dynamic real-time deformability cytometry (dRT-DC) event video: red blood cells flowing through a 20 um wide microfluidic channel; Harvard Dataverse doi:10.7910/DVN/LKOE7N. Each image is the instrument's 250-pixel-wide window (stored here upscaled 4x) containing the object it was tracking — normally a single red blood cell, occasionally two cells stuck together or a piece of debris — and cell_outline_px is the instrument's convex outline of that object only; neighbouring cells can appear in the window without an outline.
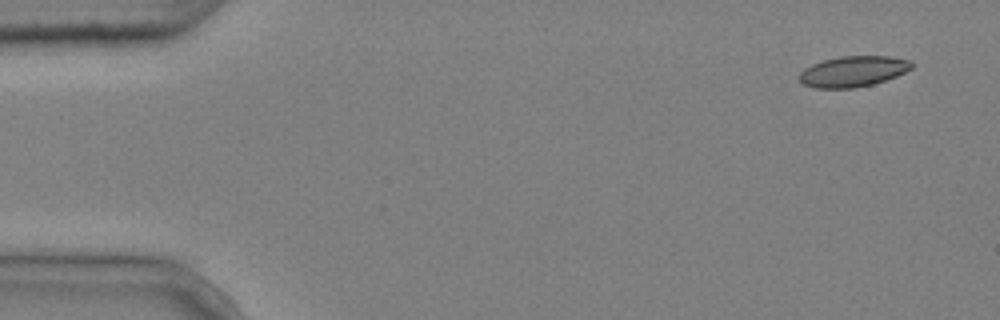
{"species": "common noctule bat (a hibernating species)", "species_latin": "Nyctalus noctula", "temperature_condition": "cold", "stored_images_in_passage": 4, "camera_frame_rate_fps": 3000, "um_per_image_px": 0.085, "animal": {"sex": "male", "body_mass_g": 20.4}, "frame": {"image": 1, "passage_image": 1, "time_ms": 0.0, "image_size_px": [1000, 320], "cell_outline_px": [[912, 68], [896, 76], [872, 84], [852, 88], [816, 88], [804, 84], [800, 80], [800, 72], [804, 68], [812, 64], [824, 60], [840, 56], [892, 56], [912, 60]], "centroid_in_image_um": [72.53, 6.05], "position_along_channel_um": 12.5, "area_um2": 20.0}}
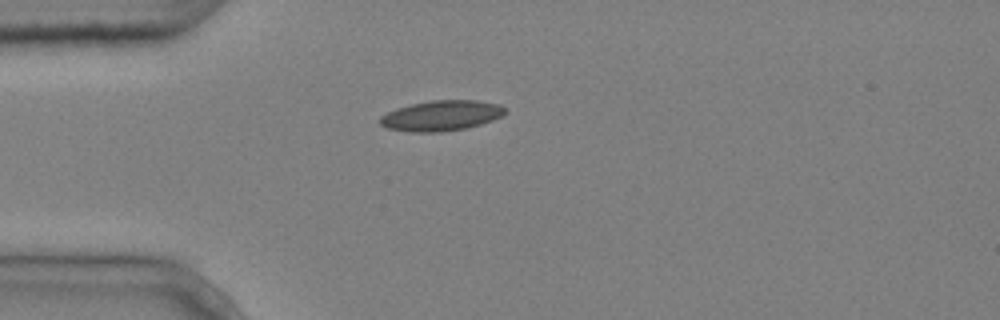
{"frame": {"image": 2, "passage_image": 4, "time_ms": 1.0, "image_size_px": [1000, 320], "cell_outline_px": [[508, 112], [492, 120], [468, 128], [440, 132], [412, 132], [388, 128], [380, 124], [380, 116], [396, 108], [412, 104], [432, 100], [476, 100], [500, 104]], "centroid_in_image_um": [37.52, 9.83], "position_along_channel_um": 47.5, "area_um2": 22.08}}